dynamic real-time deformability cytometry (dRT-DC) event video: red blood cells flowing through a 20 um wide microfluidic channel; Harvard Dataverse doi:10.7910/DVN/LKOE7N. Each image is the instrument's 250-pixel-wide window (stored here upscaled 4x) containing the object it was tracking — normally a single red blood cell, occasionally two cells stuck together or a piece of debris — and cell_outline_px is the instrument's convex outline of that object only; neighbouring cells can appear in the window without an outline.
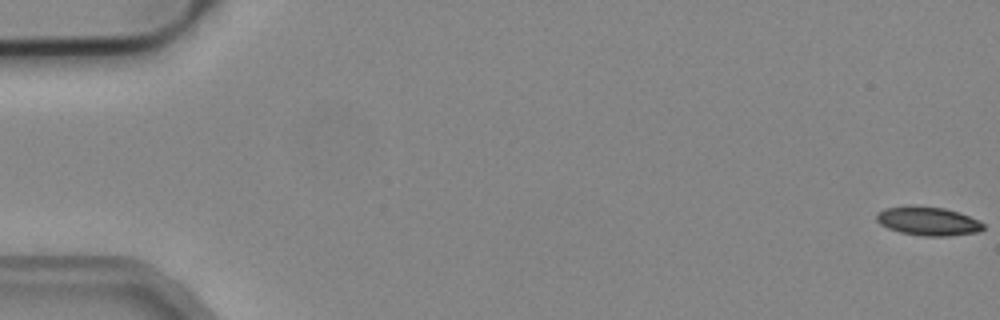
{"species": "common noctule bat (a hibernating species)", "species_latin": "Nyctalus noctula", "temperature_condition": "cold", "stored_images_in_passage": 7, "camera_frame_rate_fps": 3000, "um_per_image_px": 0.085, "animal": {"sex": "male", "body_mass_g": 19.2, "forearm_length_mm": 51.8}, "frame": {"image": 1, "passage_image": 1, "time_ms": 0.0, "image_size_px": [1000, 320], "cell_outline_px": [[984, 228], [980, 232], [948, 236], [924, 236], [900, 232], [888, 228], [880, 224], [876, 220], [876, 212], [884, 208], [908, 204], [912, 204], [944, 208], [960, 212], [984, 224]], "centroid_in_image_um": [78.84, 18.77], "position_along_channel_um": 6.2, "area_um2": 18.21}}
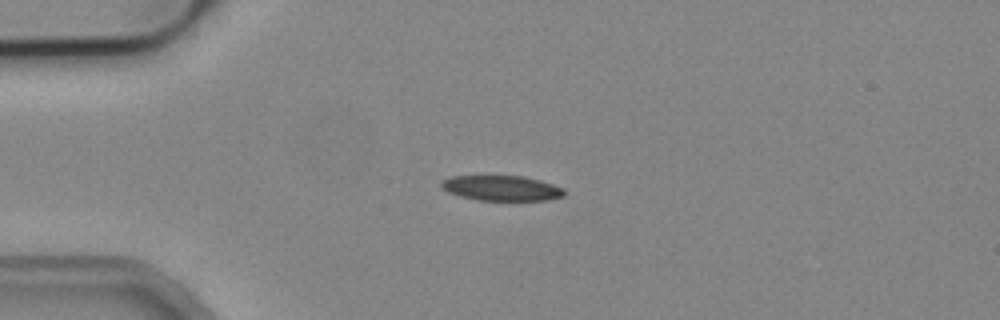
{"frame": {"image": 2, "passage_image": 3, "time_ms": 0.667, "image_size_px": [1000, 320], "cell_outline_px": [[564, 196], [548, 200], [476, 200], [460, 196], [448, 192], [440, 184], [440, 180], [452, 176], [524, 176], [540, 180], [564, 188]], "centroid_in_image_um": [42.63, 15.99], "position_along_channel_um": 42.4, "area_um2": 18.03}}
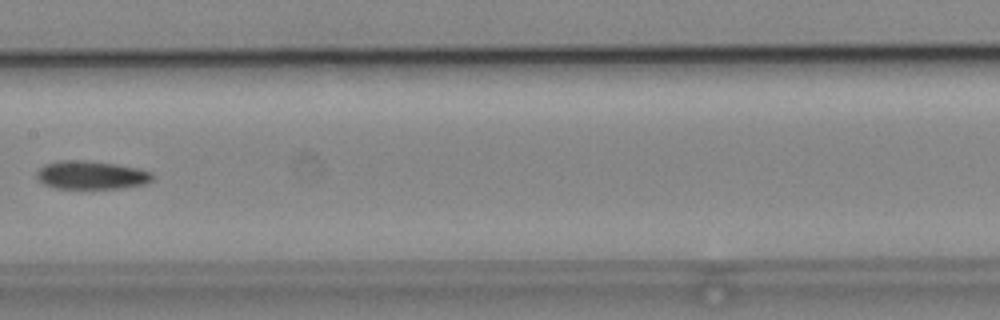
{"frame": {"image": 3, "passage_image": 7, "time_ms": 2.0, "image_size_px": [1000, 320], "cell_outline_px": [[156, 176], [152, 180], [144, 184], [120, 188], [56, 188], [44, 184], [36, 176], [36, 172], [44, 164], [60, 160], [80, 160], [116, 164], [136, 168], [152, 172]], "centroid_in_image_um": [7.77, 14.88], "position_along_channel_um": 199.6, "area_um2": 19.02}}